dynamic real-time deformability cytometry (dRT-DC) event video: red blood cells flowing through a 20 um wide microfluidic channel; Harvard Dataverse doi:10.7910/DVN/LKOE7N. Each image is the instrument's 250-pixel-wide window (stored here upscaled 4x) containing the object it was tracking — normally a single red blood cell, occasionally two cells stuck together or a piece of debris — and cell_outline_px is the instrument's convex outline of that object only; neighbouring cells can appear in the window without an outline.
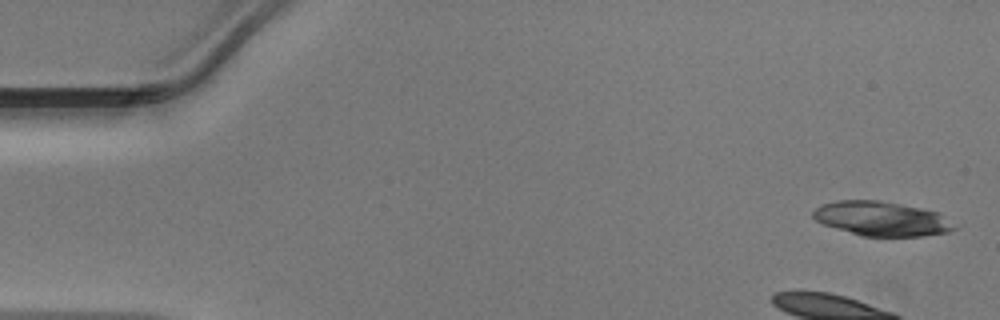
{"species": "Egyptian fruit bat (a non-hibernating species)", "species_latin": "Rousettus aegyptiacus", "temperature_condition": "warm", "stored_images_in_passage": 13, "camera_frame_rate_fps": 3000, "um_per_image_px": 0.085, "animal": {"sex": "male"}, "frame": {"image": 1, "passage_image": 1, "time_ms": 0.0, "image_size_px": [1000, 320], "cell_outline_px": [[960, 228], [948, 232], [924, 236], [860, 236], [824, 224], [816, 220], [812, 216], [812, 212], [820, 204], [836, 200], [880, 200], [940, 212]], "centroid_in_image_um": [74.96, 18.59], "position_along_channel_um": 10.0, "area_um2": 28.55}}